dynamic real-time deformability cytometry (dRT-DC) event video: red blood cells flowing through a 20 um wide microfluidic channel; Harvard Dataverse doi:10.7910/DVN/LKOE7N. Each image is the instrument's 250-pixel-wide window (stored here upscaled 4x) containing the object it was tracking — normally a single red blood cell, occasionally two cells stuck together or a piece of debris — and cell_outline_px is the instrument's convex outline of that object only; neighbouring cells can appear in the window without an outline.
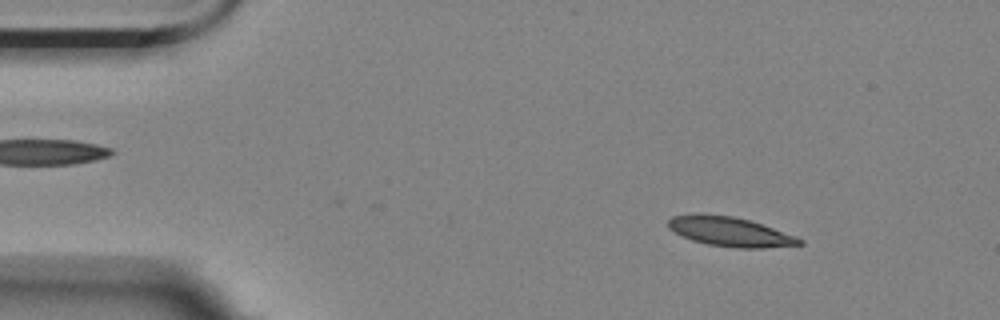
{"species": "Egyptian fruit bat (a non-hibernating species)", "species_latin": "Rousettus aegyptiacus", "temperature_condition": "room temperature", "stored_images_in_passage": 41, "camera_frame_rate_fps": 3000, "um_per_image_px": 0.085, "animal": {"sex": "female"}, "frame": {"image": 1, "passage_image": 5, "time_ms": 1.333, "image_size_px": [1000, 320], "cell_outline_px": [[804, 244], [764, 248], [736, 248], [708, 244], [692, 240], [668, 228], [668, 220], [672, 216], [696, 212], [732, 216], [748, 220], [796, 236], [804, 240]], "centroid_in_image_um": [62.03, 19.68], "position_along_channel_um": 23.0, "area_um2": 22.48}}
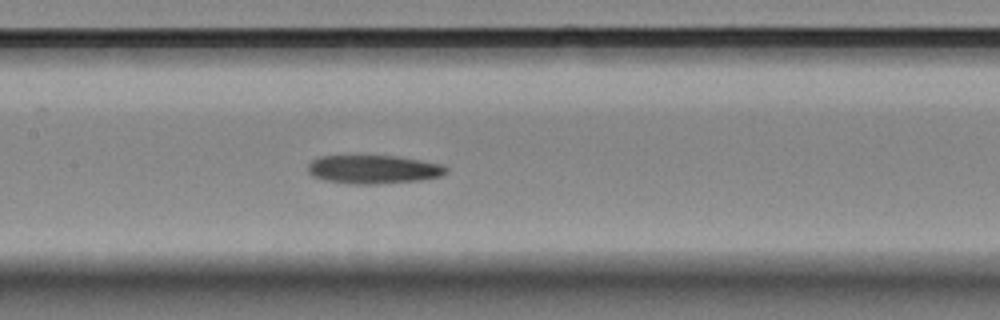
{"frame": {"image": 2, "passage_image": 24, "time_ms": 7.667, "image_size_px": [1000, 320], "cell_outline_px": [[448, 172], [440, 176], [420, 180], [372, 184], [352, 184], [324, 180], [312, 176], [308, 172], [308, 164], [312, 160], [320, 156], [396, 156], [444, 164], [448, 168]], "centroid_in_image_um": [31.75, 14.39], "position_along_channel_um": 175.7, "area_um2": 23.0}}
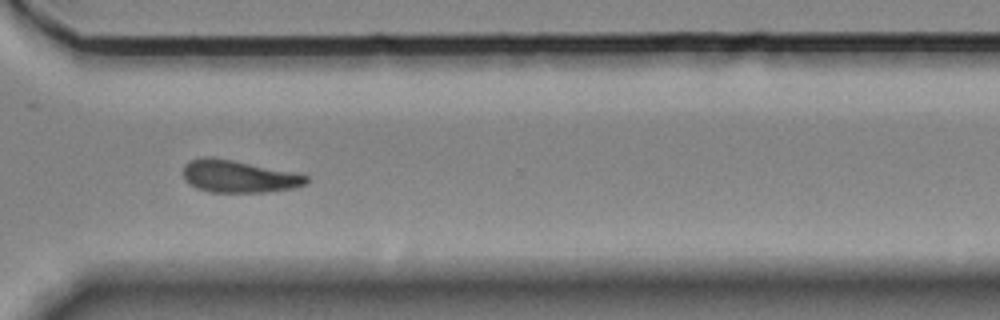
{"frame": {"image": 3, "passage_image": 39, "time_ms": 12.667, "image_size_px": [1000, 320], "cell_outline_px": [[308, 180], [304, 184], [292, 188], [264, 192], [212, 192], [196, 188], [188, 184], [184, 180], [184, 164], [188, 160], [204, 156], [212, 156], [292, 172], [308, 176]], "centroid_in_image_um": [20.2, 14.98], "position_along_channel_um": 350.4, "area_um2": 23.06}}